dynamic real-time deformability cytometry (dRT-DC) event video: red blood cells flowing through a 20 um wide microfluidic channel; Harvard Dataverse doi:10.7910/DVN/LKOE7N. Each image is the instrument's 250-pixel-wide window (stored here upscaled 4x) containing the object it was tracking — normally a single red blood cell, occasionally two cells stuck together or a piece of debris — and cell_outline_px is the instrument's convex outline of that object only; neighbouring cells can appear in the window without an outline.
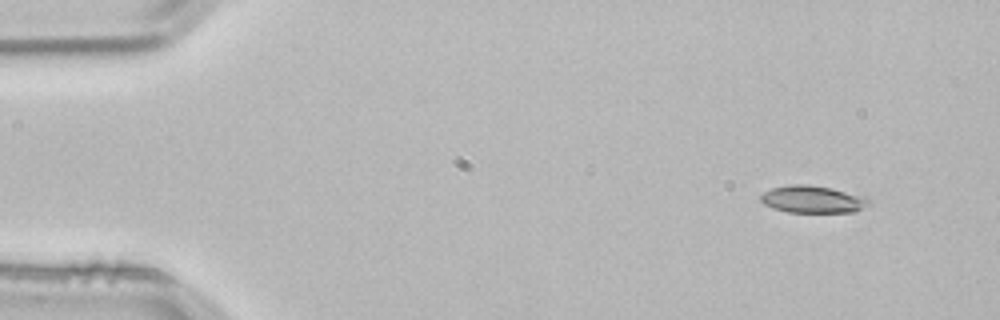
{"species": "common noctule bat (a hibernating species)", "species_latin": "Nyctalus noctula", "temperature_condition": "room temperature", "stored_images_in_passage": 3, "camera_frame_rate_fps": 3000, "um_per_image_px": 0.085, "animal": {"sex": "male", "body_mass_g": 21.5, "forearm_length_mm": 52.0}, "frame": {"image": 1, "passage_image": 1, "time_ms": 0.0, "image_size_px": [1000, 320], "cell_outline_px": [[872, 204], [852, 212], [788, 212], [772, 208], [764, 204], [760, 200], [760, 196], [764, 192], [772, 188], [792, 184], [808, 184], [832, 188], [864, 196], [872, 200]], "centroid_in_image_um": [69.1, 16.94], "position_along_channel_um": 15.9, "area_um2": 17.28}}
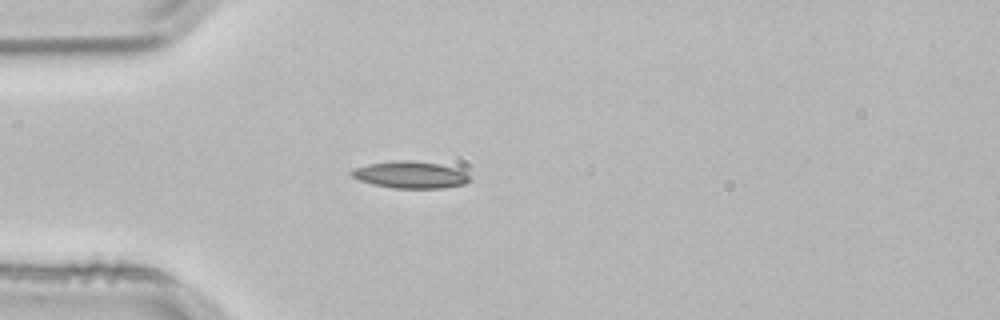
{"frame": {"image": 2, "passage_image": 3, "time_ms": 0.667, "image_size_px": [1000, 320], "cell_outline_px": [[472, 180], [464, 184], [444, 188], [392, 188], [372, 184], [360, 180], [352, 176], [348, 172], [352, 168], [368, 164], [396, 160], [412, 160], [440, 164], [456, 168], [472, 176]], "centroid_in_image_um": [34.89, 14.85], "position_along_channel_um": 50.1, "area_um2": 18.79}}